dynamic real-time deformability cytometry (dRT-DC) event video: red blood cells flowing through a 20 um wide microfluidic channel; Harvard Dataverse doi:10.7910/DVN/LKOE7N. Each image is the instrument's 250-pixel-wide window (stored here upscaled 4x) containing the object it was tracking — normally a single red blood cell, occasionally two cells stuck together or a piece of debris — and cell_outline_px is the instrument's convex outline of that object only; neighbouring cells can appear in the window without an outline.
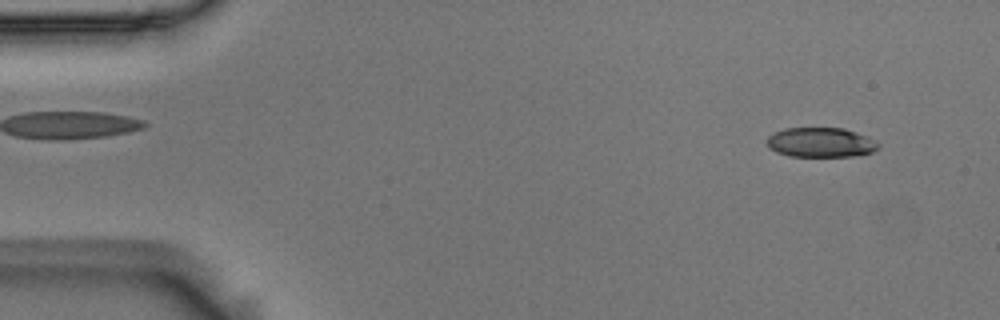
{"species": "Egyptian fruit bat (a non-hibernating species)", "species_latin": "Rousettus aegyptiacus", "temperature_condition": "room temperature", "stored_images_in_passage": 15, "camera_frame_rate_fps": 3000, "um_per_image_px": 0.085, "animal": {"sex": "male"}, "frame": {"image": 1, "passage_image": 4, "time_ms": 1.0, "image_size_px": [1000, 320], "cell_outline_px": [[880, 148], [872, 152], [852, 156], [788, 156], [776, 152], [768, 148], [764, 140], [768, 136], [784, 128], [844, 128], [868, 136], [876, 140], [880, 144]], "centroid_in_image_um": [69.75, 12.1], "position_along_channel_um": 15.2, "area_um2": 19.54}}